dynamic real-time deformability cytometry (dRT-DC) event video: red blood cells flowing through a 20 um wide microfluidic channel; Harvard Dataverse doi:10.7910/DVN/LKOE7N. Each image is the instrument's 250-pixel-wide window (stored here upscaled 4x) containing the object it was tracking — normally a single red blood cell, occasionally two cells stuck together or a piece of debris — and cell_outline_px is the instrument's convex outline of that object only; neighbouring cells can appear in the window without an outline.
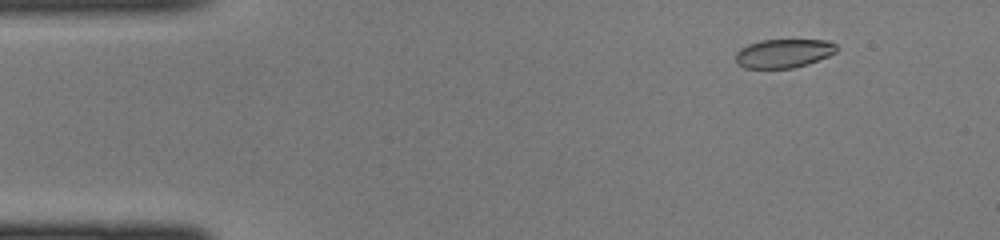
{"species": "common noctule bat (a hibernating species)", "species_latin": "Nyctalus noctula", "temperature_condition": "cold", "stored_images_in_passage": 40, "camera_frame_rate_fps": 3000, "um_per_image_px": 0.085, "animal": {"sex": "female", "body_mass_g": 22.0, "forearm_length_mm": 56.7}, "frame": {"image": 1, "passage_image": 1, "time_ms": 0.0, "image_size_px": [1000, 240], "cell_outline_px": [[836, 52], [828, 56], [808, 64], [792, 68], [744, 68], [736, 64], [736, 52], [740, 48], [748, 44], [760, 40], [828, 40], [836, 44]], "centroid_in_image_um": [66.58, 4.53], "position_along_channel_um": 18.4, "area_um2": 16.99}}
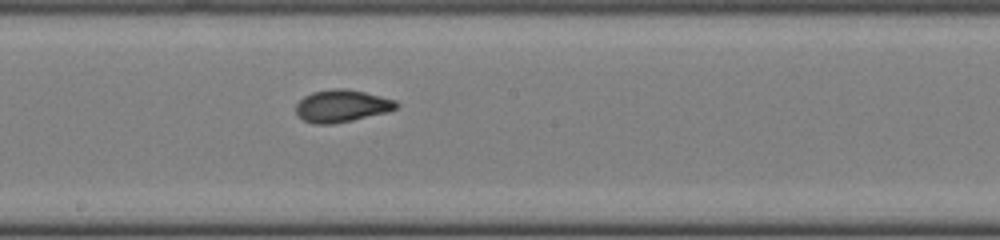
{"frame": {"image": 2, "passage_image": 20, "time_ms": 6.333, "image_size_px": [1000, 240], "cell_outline_px": [[400, 104], [396, 108], [388, 112], [352, 120], [332, 124], [312, 124], [304, 120], [296, 112], [296, 104], [304, 96], [312, 92], [332, 88], [344, 88], [364, 92], [396, 100]], "centroid_in_image_um": [29.05, 9.0], "position_along_channel_um": 219.1, "area_um2": 18.9}}
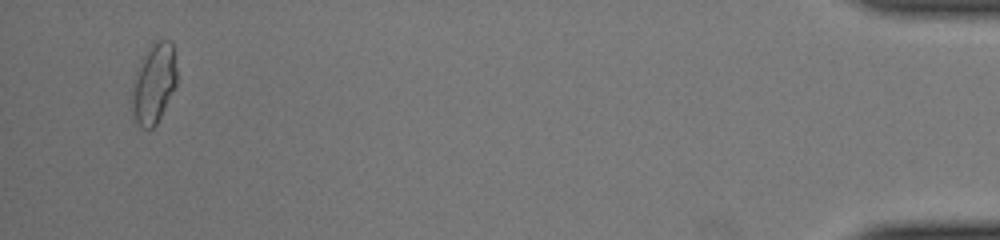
{"frame": {"image": 3, "passage_image": 39, "time_ms": 12.667, "image_size_px": [1000, 240], "cell_outline_px": [[176, 88], [156, 124], [152, 128], [144, 128], [132, 120], [132, 88], [140, 60], [156, 40], [172, 40], [176, 68]], "centroid_in_image_um": [13.08, 7.12], "position_along_channel_um": 422.1, "area_um2": 20.87}}